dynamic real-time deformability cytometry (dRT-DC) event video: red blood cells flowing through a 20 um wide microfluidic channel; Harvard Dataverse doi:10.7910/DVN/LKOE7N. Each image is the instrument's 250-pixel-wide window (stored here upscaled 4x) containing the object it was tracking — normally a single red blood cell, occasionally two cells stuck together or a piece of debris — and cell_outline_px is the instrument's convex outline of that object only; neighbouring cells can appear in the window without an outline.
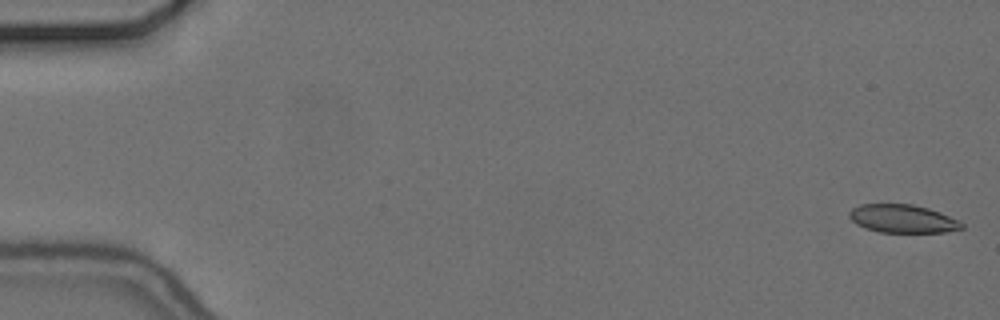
{"species": "common noctule bat (a hibernating species)", "species_latin": "Nyctalus noctula", "temperature_condition": "cold", "stored_images_in_passage": 56, "camera_frame_rate_fps": 3000, "um_per_image_px": 0.085, "animal": {"sex": "female", "body_mass_g": 24.6, "forearm_length_mm": 56.2}, "frame": {"image": 1, "passage_image": 1, "time_ms": 0.0, "image_size_px": [1000, 320], "cell_outline_px": [[964, 228], [944, 232], [880, 232], [864, 228], [856, 224], [848, 216], [848, 212], [852, 208], [860, 204], [912, 204], [928, 208], [940, 212], [960, 220], [964, 224]], "centroid_in_image_um": [76.72, 18.59], "position_along_channel_um": 8.3, "area_um2": 18.61}}
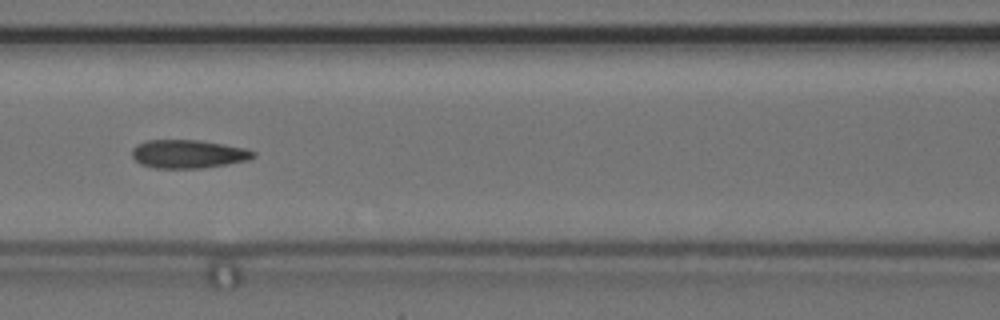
{"frame": {"image": 2, "passage_image": 25, "time_ms": 8.0, "image_size_px": [1000, 320], "cell_outline_px": [[256, 156], [248, 160], [204, 168], [156, 168], [140, 164], [132, 156], [132, 148], [136, 144], [148, 140], [196, 140], [224, 144], [244, 148], [256, 152]], "centroid_in_image_um": [15.99, 13.09], "position_along_channel_um": 150.6, "area_um2": 20.06}}
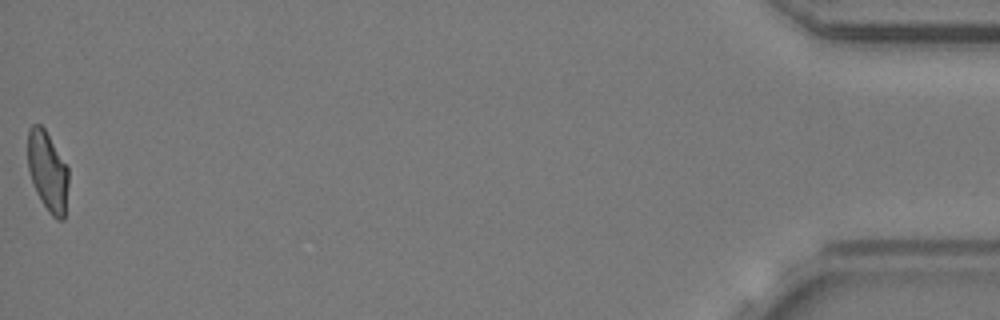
{"frame": {"image": 3, "passage_image": 56, "time_ms": 18.333, "image_size_px": [1000, 320], "cell_outline_px": [[68, 184], [64, 220], [56, 220], [48, 212], [40, 200], [36, 192], [28, 168], [28, 128], [32, 124], [40, 124], [44, 128], [68, 168]], "centroid_in_image_um": [4.05, 14.59], "position_along_channel_um": 431.2, "area_um2": 18.9}, "authors_computed_cell_mechanics": {"area_um2": 19.5653, "velocity_mm_per_s": 3.6777, "shape_relaxation_time_tau1_ms": null, "shape_relaxation_time_tau2_ms": 2.5269, "deformation_change_tau1": null, "deformation_change_tau2": 0.0834}}